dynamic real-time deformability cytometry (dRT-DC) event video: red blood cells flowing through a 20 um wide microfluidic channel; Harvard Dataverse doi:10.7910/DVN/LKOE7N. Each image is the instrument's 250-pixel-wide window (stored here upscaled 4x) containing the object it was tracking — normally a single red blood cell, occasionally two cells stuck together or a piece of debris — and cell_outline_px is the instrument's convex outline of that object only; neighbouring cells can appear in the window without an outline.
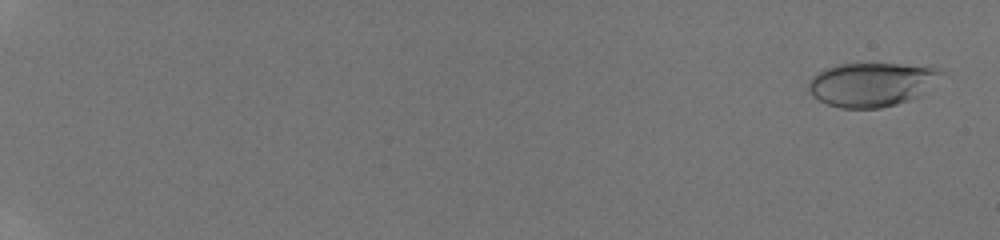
{"species": "human", "species_latin": "Homo sapiens", "temperature_condition": "room temperature", "stored_images_in_passage": 53, "camera_frame_rate_fps": 3000, "um_per_image_px": 0.085, "donor": {"sex": "male"}, "frame": {"image": 1, "passage_image": 2, "time_ms": 0.333, "image_size_px": [1000, 240], "cell_outline_px": [[940, 72], [920, 96], [896, 104], [880, 108], [840, 108], [828, 104], [812, 96], [808, 92], [808, 80], [816, 72], [824, 68], [836, 64], [928, 64], [940, 68]], "centroid_in_image_um": [74.01, 7.16], "position_along_channel_um": 11.0, "area_um2": 33.99}}
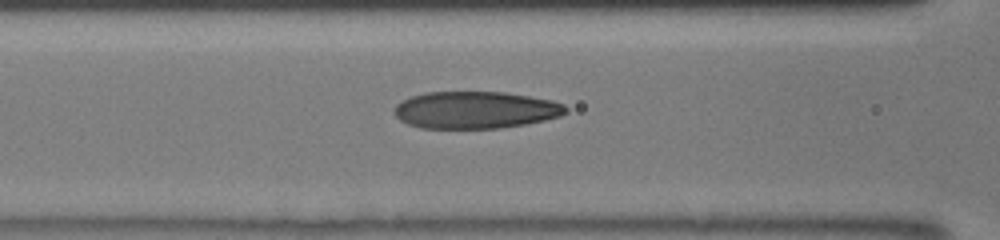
{"frame": {"image": 2, "passage_image": 27, "time_ms": 8.667, "image_size_px": [1000, 240], "cell_outline_px": [[568, 112], [560, 116], [544, 120], [524, 124], [500, 128], [420, 128], [408, 124], [400, 120], [396, 116], [396, 104], [400, 100], [424, 92], [504, 92], [552, 100], [564, 104], [568, 108]], "centroid_in_image_um": [40.42, 9.34], "position_along_channel_um": 126.2, "area_um2": 37.11}}
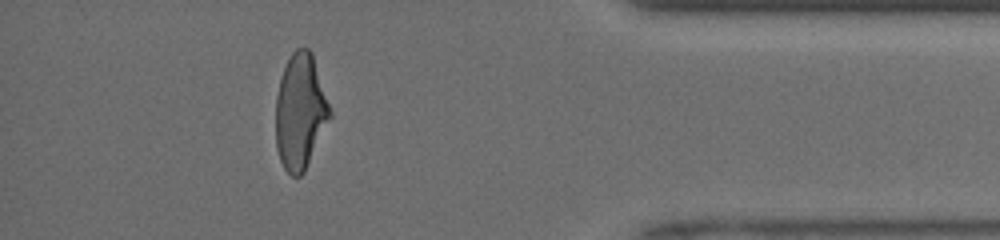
{"frame": {"image": 3, "passage_image": 49, "time_ms": 16.0, "image_size_px": [1000, 240], "cell_outline_px": [[332, 116], [304, 172], [300, 176], [292, 176], [284, 168], [280, 160], [276, 148], [276, 96], [280, 80], [284, 68], [292, 52], [296, 48], [308, 48], [312, 52], [332, 112]], "centroid_in_image_um": [25.53, 9.49], "position_along_channel_um": 409.7, "area_um2": 36.41}, "authors_computed_cell_mechanics": {"area_um2": 36.6452, "velocity_mm_per_s": 4.2212, "shape_relaxation_time_tau1_ms": 4.7518, "shape_relaxation_time_tau2_ms": 0.8359, "deformation_change_tau1": 0.215, "deformation_change_tau2": 0.0728}}